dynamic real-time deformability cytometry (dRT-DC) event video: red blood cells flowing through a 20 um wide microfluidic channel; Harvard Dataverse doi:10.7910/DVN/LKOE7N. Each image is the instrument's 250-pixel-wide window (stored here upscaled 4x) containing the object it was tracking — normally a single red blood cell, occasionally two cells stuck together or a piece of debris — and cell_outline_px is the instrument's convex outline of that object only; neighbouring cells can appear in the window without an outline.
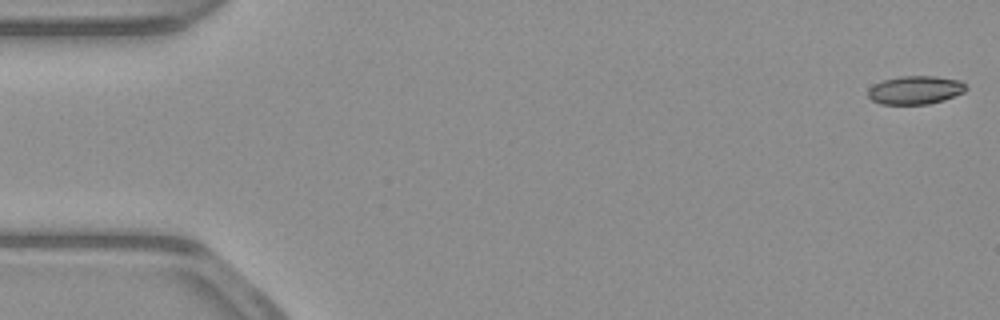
{"species": "common noctule bat (a hibernating species)", "species_latin": "Nyctalus noctula", "temperature_condition": "warm", "stored_images_in_passage": 14, "camera_frame_rate_fps": 3000, "um_per_image_px": 0.085, "animal": {"sex": "male", "body_mass_g": 23.1, "forearm_length_mm": 52.7}, "frame": {"image": 1, "passage_image": 1, "time_ms": 0.0, "image_size_px": [1000, 320], "cell_outline_px": [[968, 88], [964, 92], [944, 100], [928, 104], [880, 104], [872, 100], [868, 96], [868, 88], [884, 80], [900, 76], [936, 76], [960, 80]], "centroid_in_image_um": [77.81, 7.65], "position_along_channel_um": 7.2, "area_um2": 16.18}}
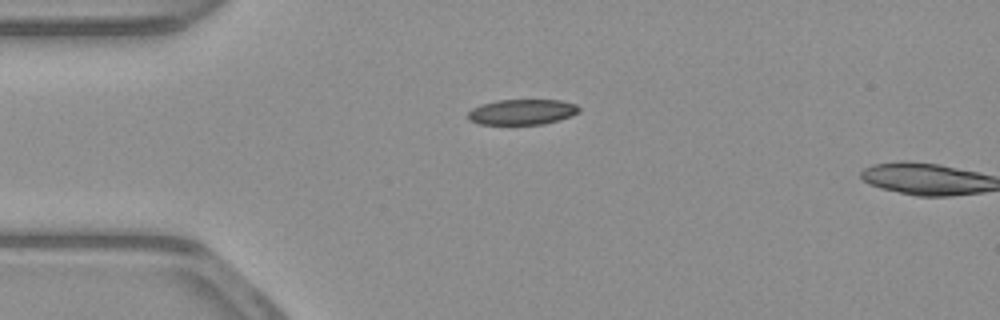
{"frame": {"image": 2, "passage_image": 13, "time_ms": 4.0, "image_size_px": [1000, 320], "cell_outline_px": [[580, 112], [572, 116], [560, 120], [544, 124], [480, 124], [468, 120], [468, 112], [472, 108], [480, 104], [496, 100], [560, 100], [576, 104], [580, 108]], "centroid_in_image_um": [44.39, 9.51], "position_along_channel_um": 40.6, "area_um2": 16.65}}